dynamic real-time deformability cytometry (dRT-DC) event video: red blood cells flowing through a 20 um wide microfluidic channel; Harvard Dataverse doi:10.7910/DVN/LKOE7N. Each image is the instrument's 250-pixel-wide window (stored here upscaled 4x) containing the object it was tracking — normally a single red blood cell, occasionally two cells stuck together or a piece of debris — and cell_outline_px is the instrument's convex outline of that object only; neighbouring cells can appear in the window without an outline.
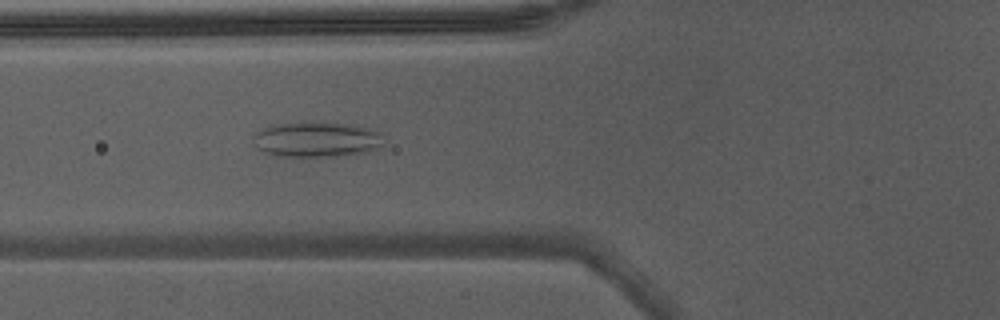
{"species": "Egyptian fruit bat (a non-hibernating species)", "species_latin": "Rousettus aegyptiacus", "temperature_condition": "warm", "stored_images_in_passage": 5, "camera_frame_rate_fps": 3000, "um_per_image_px": 0.085, "animal": {"sex": "male"}, "frame": {"image": 1, "passage_image": 5, "time_ms": 1.333, "image_size_px": [1000, 320], "cell_outline_px": [[384, 148], [368, 152], [336, 156], [272, 156], [256, 148], [252, 140], [252, 136], [256, 132], [272, 124], [300, 120], [324, 120], [352, 124], [380, 132], [384, 144]], "centroid_in_image_um": [26.9, 11.81], "position_along_channel_um": 98.9, "area_um2": 28.09}}